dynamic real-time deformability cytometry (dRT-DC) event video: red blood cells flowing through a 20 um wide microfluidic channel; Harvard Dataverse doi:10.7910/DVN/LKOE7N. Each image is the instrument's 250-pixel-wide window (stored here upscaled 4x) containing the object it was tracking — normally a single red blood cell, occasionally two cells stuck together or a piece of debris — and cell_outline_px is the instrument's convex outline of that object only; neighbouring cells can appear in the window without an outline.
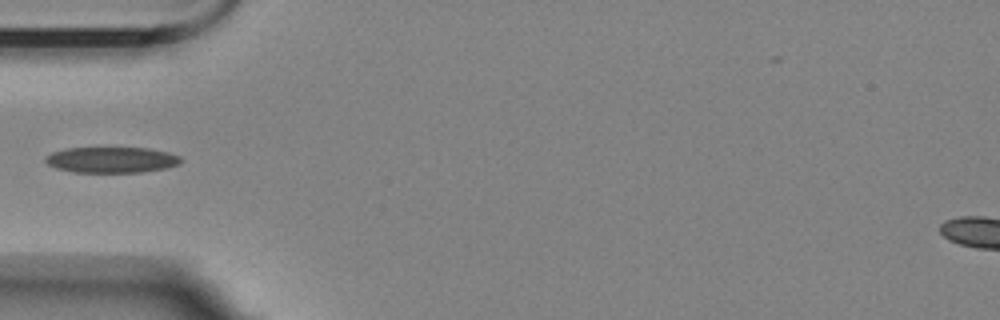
{"species": "Egyptian fruit bat (a non-hibernating species)", "species_latin": "Rousettus aegyptiacus", "temperature_condition": "room temperature", "stored_images_in_passage": 5, "camera_frame_rate_fps": 3000, "um_per_image_px": 0.085, "animal": {"sex": "female"}, "frame": {"image": 1, "passage_image": 5, "time_ms": 4.333, "image_size_px": [1000, 320], "cell_outline_px": [[184, 160], [180, 164], [164, 168], [140, 172], [76, 172], [56, 168], [48, 164], [44, 160], [44, 156], [52, 152], [64, 148], [148, 148], [168, 152], [180, 156]], "centroid_in_image_um": [9.48, 13.58], "position_along_channel_um": 75.5, "area_um2": 20.4}}